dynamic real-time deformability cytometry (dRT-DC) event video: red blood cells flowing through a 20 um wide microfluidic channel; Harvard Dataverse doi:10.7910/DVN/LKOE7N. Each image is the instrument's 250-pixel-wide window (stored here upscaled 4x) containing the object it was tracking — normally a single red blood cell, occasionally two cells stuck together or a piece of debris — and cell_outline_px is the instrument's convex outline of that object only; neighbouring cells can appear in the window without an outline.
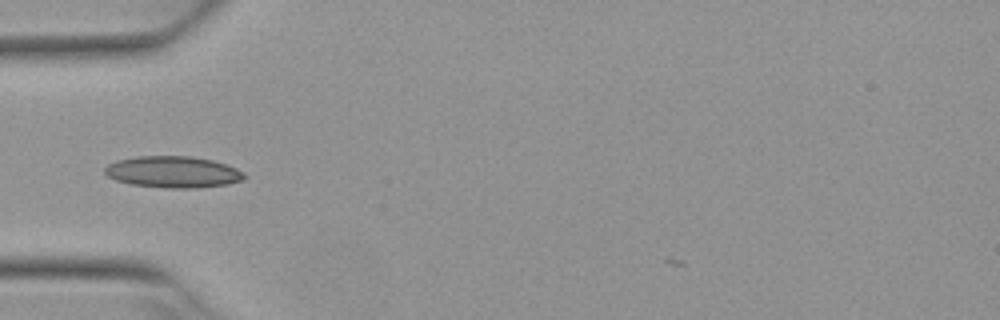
{"species": "Egyptian fruit bat (a non-hibernating species)", "species_latin": "Rousettus aegyptiacus", "temperature_condition": "warm", "stored_images_in_passage": 2, "camera_frame_rate_fps": 3000, "um_per_image_px": 0.085, "animal": {"sex": "female"}, "frame": {"image": 1, "passage_image": 2, "time_ms": 0.333, "image_size_px": [1000, 320], "cell_outline_px": [[244, 180], [228, 184], [192, 188], [168, 188], [132, 184], [116, 180], [108, 176], [104, 172], [104, 168], [108, 164], [116, 160], [136, 156], [192, 156], [212, 160], [236, 168], [244, 172]], "centroid_in_image_um": [14.69, 14.61], "position_along_channel_um": 70.3, "area_um2": 25.55}}